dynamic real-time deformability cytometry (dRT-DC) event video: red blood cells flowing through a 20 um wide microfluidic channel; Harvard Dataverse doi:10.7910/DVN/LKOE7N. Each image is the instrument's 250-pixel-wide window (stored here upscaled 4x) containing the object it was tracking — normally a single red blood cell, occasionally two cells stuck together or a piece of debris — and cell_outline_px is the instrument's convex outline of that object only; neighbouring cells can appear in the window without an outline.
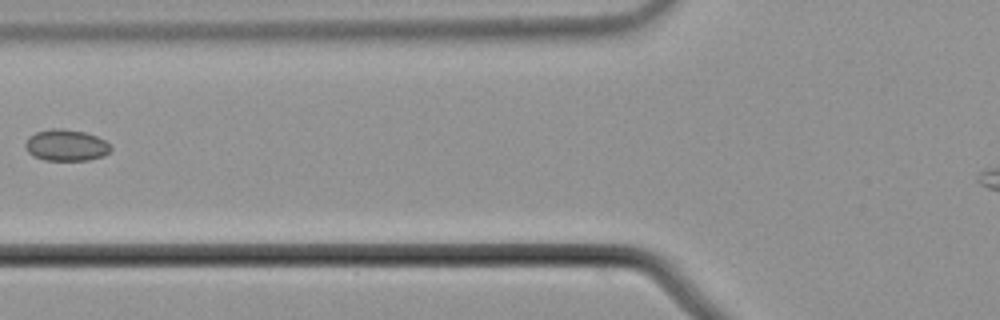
{"species": "common noctule bat (a hibernating species)", "species_latin": "Nyctalus noctula", "temperature_condition": "cold", "stored_images_in_passage": 3, "camera_frame_rate_fps": 3000, "um_per_image_px": 0.085, "animal": {"sex": "male", "body_mass_g": 21.5, "forearm_length_mm": 52.0}, "frame": {"image": 1, "passage_image": 3, "time_ms": 0.667, "image_size_px": [1000, 320], "cell_outline_px": [[112, 148], [104, 156], [88, 160], [44, 160], [32, 156], [24, 148], [24, 144], [28, 136], [36, 132], [52, 128], [64, 128], [84, 132], [96, 136], [112, 144]], "centroid_in_image_um": [5.6, 12.34], "position_along_channel_um": 120.2, "area_um2": 15.9}}